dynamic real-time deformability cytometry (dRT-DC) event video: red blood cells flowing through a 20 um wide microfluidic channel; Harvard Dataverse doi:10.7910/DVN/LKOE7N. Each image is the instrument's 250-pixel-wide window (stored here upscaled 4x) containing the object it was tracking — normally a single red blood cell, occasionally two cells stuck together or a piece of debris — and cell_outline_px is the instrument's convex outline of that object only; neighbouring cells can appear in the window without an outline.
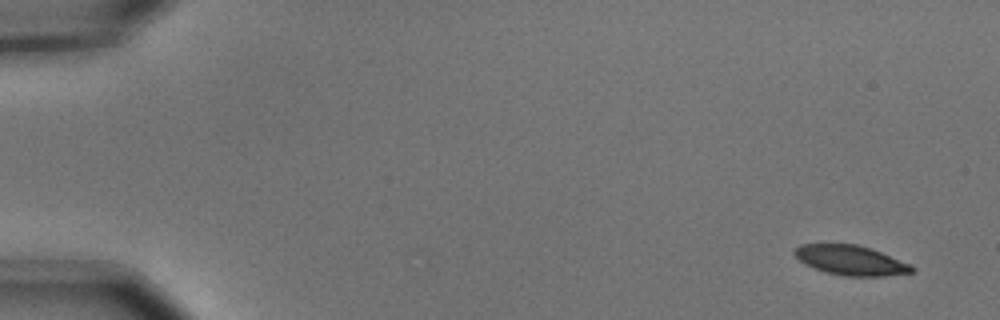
{"species": "common noctule bat (a hibernating species)", "species_latin": "Nyctalus noctula", "temperature_condition": "cold", "stored_images_in_passage": 5, "camera_frame_rate_fps": 3000, "um_per_image_px": 0.085, "animal": {"sex": "male", "body_mass_g": 15.6}, "frame": {"image": 1, "passage_image": 1, "time_ms": 0.0, "image_size_px": [1000, 320], "cell_outline_px": [[916, 268], [912, 272], [884, 276], [844, 276], [824, 272], [812, 268], [804, 264], [792, 252], [792, 248], [800, 244], [856, 244], [880, 252], [912, 264]], "centroid_in_image_um": [72.27, 22.12], "position_along_channel_um": 12.7, "area_um2": 20.46}}
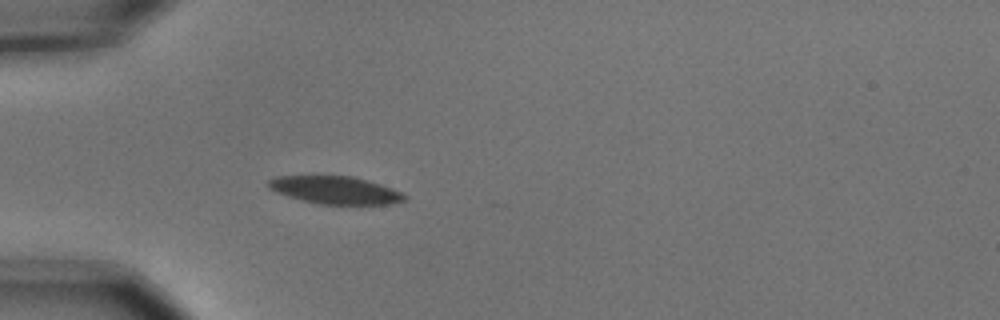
{"frame": {"image": 2, "passage_image": 5, "time_ms": 1.333, "image_size_px": [1000, 320], "cell_outline_px": [[408, 196], [404, 200], [392, 204], [320, 204], [288, 196], [268, 188], [268, 180], [276, 176], [352, 176], [380, 184], [392, 188]], "centroid_in_image_um": [28.51, 16.15], "position_along_channel_um": 56.5, "area_um2": 21.68}}